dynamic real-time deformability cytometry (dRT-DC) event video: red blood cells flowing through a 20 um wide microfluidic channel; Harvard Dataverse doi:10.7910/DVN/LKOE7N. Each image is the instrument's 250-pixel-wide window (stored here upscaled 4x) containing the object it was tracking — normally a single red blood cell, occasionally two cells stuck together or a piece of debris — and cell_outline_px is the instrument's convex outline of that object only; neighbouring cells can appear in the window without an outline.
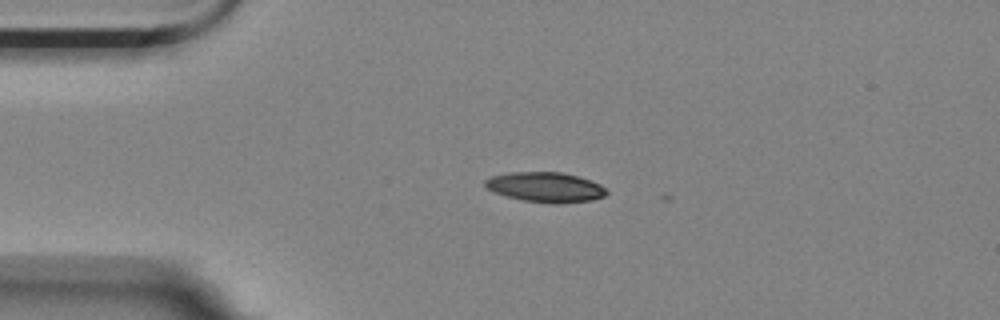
{"species": "Egyptian fruit bat (a non-hibernating species)", "species_latin": "Rousettus aegyptiacus", "temperature_condition": "room temperature", "stored_images_in_passage": 37, "camera_frame_rate_fps": 3000, "um_per_image_px": 0.085, "animal": {"sex": "female"}, "frame": {"image": 1, "passage_image": 1, "time_ms": 0.0, "image_size_px": [1000, 320], "cell_outline_px": [[608, 192], [604, 196], [592, 200], [560, 204], [552, 204], [524, 200], [492, 192], [484, 184], [484, 180], [492, 176], [508, 172], [560, 172], [576, 176], [600, 184]], "centroid_in_image_um": [46.35, 15.91], "position_along_channel_um": 38.7, "area_um2": 21.1}}
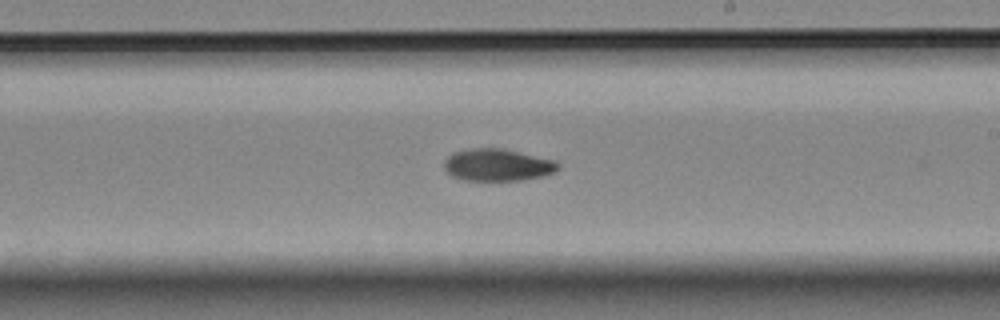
{"frame": {"image": 2, "passage_image": 21, "time_ms": 6.667, "image_size_px": [1000, 320], "cell_outline_px": [[560, 168], [556, 172], [544, 176], [524, 180], [464, 180], [452, 176], [444, 168], [444, 160], [452, 152], [472, 148], [500, 148], [556, 160], [560, 164]], "centroid_in_image_um": [42.32, 14.02], "position_along_channel_um": 246.7, "area_um2": 21.5}}
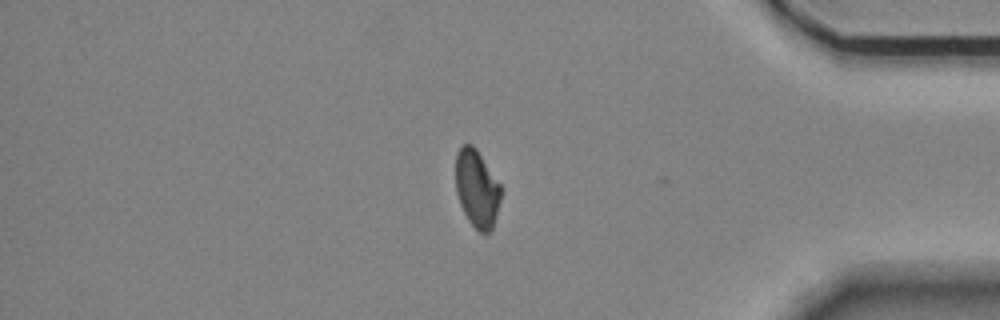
{"frame": {"image": 3, "passage_image": 36, "time_ms": 11.667, "image_size_px": [1000, 320], "cell_outline_px": [[500, 200], [496, 216], [492, 228], [488, 232], [480, 232], [468, 220], [460, 204], [456, 192], [456, 152], [464, 144], [472, 144], [476, 148], [500, 184]], "centroid_in_image_um": [40.52, 16.01], "position_along_channel_um": 394.7, "area_um2": 20.17}, "authors_computed_cell_mechanics": {"area_um2": 21.4438, "velocity_mm_per_s": 3.5175, "shape_relaxation_time_tau1_ms": 6.5258, "shape_relaxation_time_tau2_ms": null, "deformation_change_tau1": 0.161, "deformation_change_tau2": null}}